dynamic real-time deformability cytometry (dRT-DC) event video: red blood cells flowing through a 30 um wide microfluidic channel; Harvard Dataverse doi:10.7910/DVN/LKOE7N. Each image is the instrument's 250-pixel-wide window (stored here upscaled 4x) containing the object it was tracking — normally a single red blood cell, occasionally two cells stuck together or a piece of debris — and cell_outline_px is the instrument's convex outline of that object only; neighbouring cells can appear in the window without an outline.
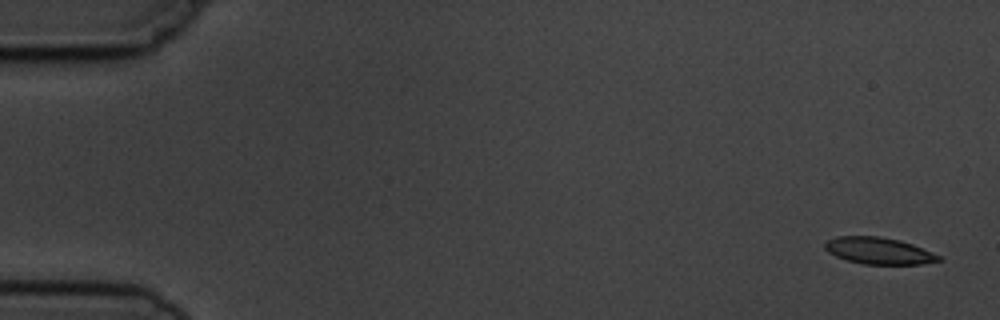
{"species": "common noctule bat (a hibernating species)", "species_latin": "Nyctalus noctula", "temperature_condition": "cold", "stored_images_in_passage": 6, "segment_of_instrument_passage": [1, 2], "camera_frame_rate_fps": 3000, "um_per_image_px": 0.085, "animal": {"sex": "male", "body_mass_g": 19.5, "forearm_length_mm": 54.6}, "frame": {"image": 1, "passage_image": 1, "time_ms": 0.0, "image_size_px": [1000, 320], "cell_outline_px": [[944, 260], [920, 264], [864, 264], [848, 260], [836, 256], [828, 252], [824, 248], [824, 244], [828, 240], [836, 236], [880, 236], [900, 240], [912, 244], [932, 252], [940, 256]], "centroid_in_image_um": [74.7, 21.31], "position_along_channel_um": 10.3, "area_um2": 17.69}}